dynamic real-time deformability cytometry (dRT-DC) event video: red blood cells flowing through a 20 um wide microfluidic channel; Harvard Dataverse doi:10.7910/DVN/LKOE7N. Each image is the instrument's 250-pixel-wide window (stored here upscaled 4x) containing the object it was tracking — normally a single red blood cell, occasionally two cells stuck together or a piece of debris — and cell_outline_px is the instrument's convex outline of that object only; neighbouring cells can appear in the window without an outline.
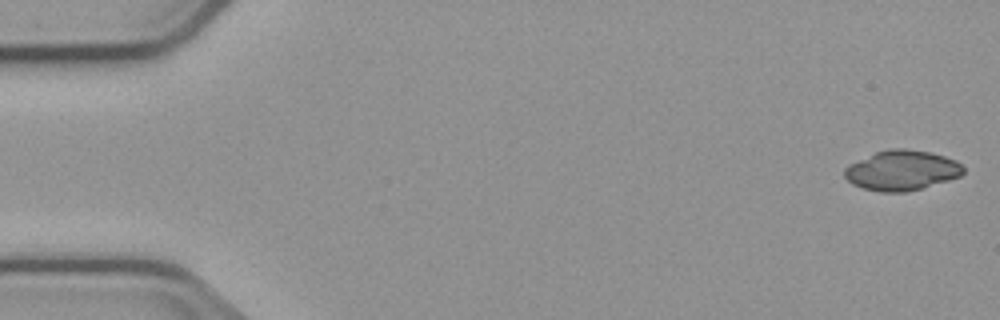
{"species": "common noctule bat (a hibernating species)", "species_latin": "Nyctalus noctula", "temperature_condition": "cold", "stored_images_in_passage": 5, "camera_frame_rate_fps": 3000, "um_per_image_px": 0.085, "animal": {"sex": "male", "body_mass_g": 23.1, "forearm_length_mm": 52.7}, "frame": {"image": 1, "passage_image": 1, "time_ms": 0.0, "image_size_px": [1000, 320], "cell_outline_px": [[964, 172], [960, 176], [948, 180], [908, 192], [880, 192], [864, 188], [852, 184], [844, 176], [844, 168], [848, 164], [876, 152], [888, 148], [904, 148], [932, 152], [956, 160], [964, 168]], "centroid_in_image_um": [76.64, 14.47], "position_along_channel_um": 8.4, "area_um2": 27.8}}